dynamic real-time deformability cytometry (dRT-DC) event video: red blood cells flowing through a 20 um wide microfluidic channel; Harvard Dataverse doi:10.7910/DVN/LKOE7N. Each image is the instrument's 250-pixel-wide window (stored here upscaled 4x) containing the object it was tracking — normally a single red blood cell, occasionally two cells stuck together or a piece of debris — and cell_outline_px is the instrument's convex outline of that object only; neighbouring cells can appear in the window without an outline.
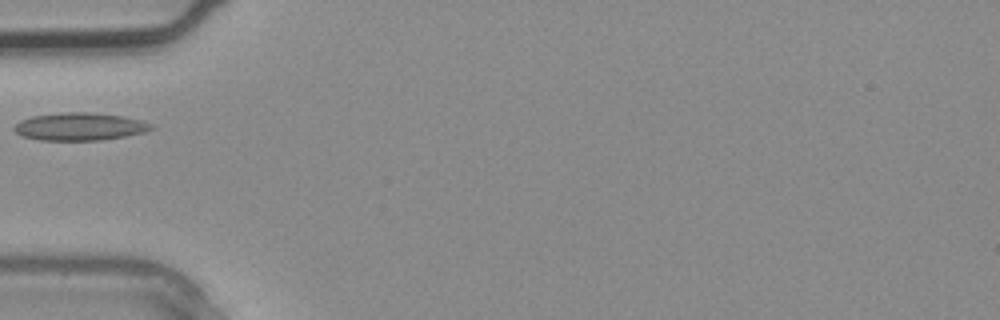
{"species": "common noctule bat (a hibernating species)", "species_latin": "Nyctalus noctula", "temperature_condition": "warm", "stored_images_in_passage": 3, "camera_frame_rate_fps": 3000, "um_per_image_px": 0.085, "animal": {"sex": "male", "body_mass_g": 20.4}, "frame": {"image": 1, "passage_image": 3, "time_ms": 0.667, "image_size_px": [1000, 320], "cell_outline_px": [[156, 128], [144, 132], [124, 136], [100, 140], [40, 140], [20, 136], [12, 128], [20, 120], [32, 116], [64, 112], [88, 112], [124, 116], [140, 120], [152, 124]], "centroid_in_image_um": [6.76, 10.76], "position_along_channel_um": 78.2, "area_um2": 22.14}}